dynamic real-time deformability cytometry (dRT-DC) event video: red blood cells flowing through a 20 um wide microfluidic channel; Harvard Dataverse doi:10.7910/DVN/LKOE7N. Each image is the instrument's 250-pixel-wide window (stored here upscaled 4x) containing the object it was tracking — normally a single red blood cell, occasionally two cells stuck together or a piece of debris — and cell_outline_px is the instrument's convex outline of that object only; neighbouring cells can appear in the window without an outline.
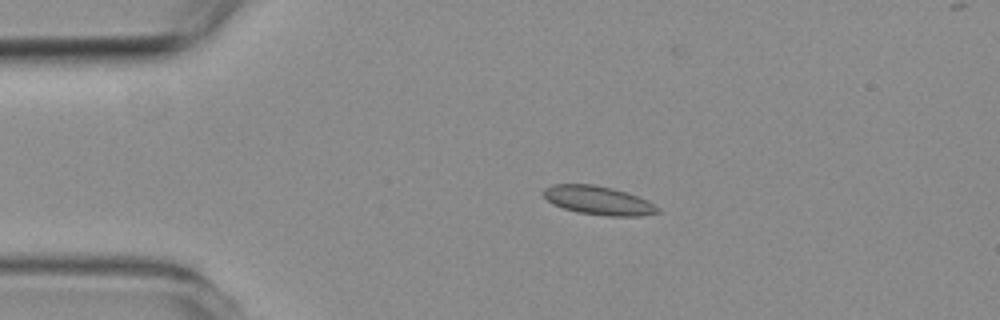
{"species": "common noctule bat (a hibernating species)", "species_latin": "Nyctalus noctula", "temperature_condition": "room temperature", "stored_images_in_passage": 4, "camera_frame_rate_fps": 3000, "um_per_image_px": 0.085, "animal": {"sex": "female", "body_mass_g": 19.3, "forearm_length_mm": 54.1}, "frame": {"image": 1, "passage_image": 2, "time_ms": 2.0, "image_size_px": [1000, 320], "cell_outline_px": [[660, 212], [640, 216], [608, 216], [576, 212], [552, 204], [540, 192], [544, 188], [552, 184], [592, 184], [612, 188], [636, 196], [660, 208]], "centroid_in_image_um": [50.79, 17.03], "position_along_channel_um": 34.2, "area_um2": 18.96}}
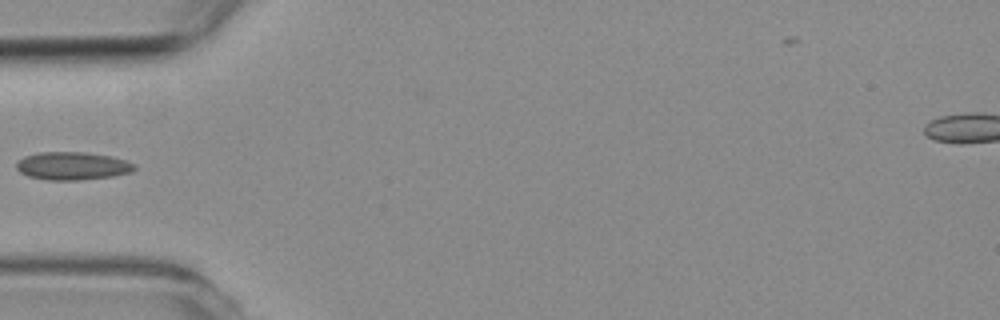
{"frame": {"image": 2, "passage_image": 4, "time_ms": 4.333, "image_size_px": [1000, 320], "cell_outline_px": [[136, 168], [132, 172], [112, 176], [80, 180], [48, 180], [28, 176], [20, 172], [16, 168], [16, 160], [24, 156], [40, 152], [84, 152], [112, 156], [136, 164]], "centroid_in_image_um": [6.14, 14.1], "position_along_channel_um": 78.9, "area_um2": 19.36}}